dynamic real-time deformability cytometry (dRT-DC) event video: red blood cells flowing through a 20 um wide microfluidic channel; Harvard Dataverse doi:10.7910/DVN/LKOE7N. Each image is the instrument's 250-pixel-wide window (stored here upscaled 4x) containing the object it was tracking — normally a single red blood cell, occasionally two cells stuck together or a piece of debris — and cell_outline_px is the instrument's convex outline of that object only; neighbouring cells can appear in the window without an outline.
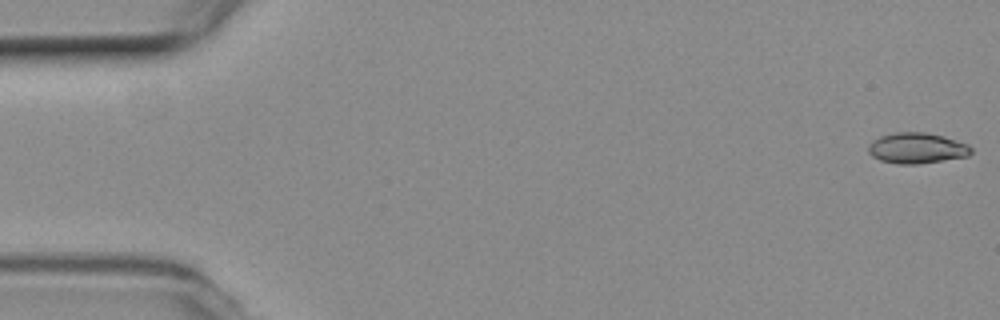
{"species": "common noctule bat (a hibernating species)", "species_latin": "Nyctalus noctula", "temperature_condition": "room temperature", "stored_images_in_passage": 51, "camera_frame_rate_fps": 3000, "um_per_image_px": 0.085, "animal": {"sex": "female", "body_mass_g": 19.3, "forearm_length_mm": 54.1}, "frame": {"image": 1, "passage_image": 1, "time_ms": 0.0, "image_size_px": [1000, 320], "cell_outline_px": [[972, 152], [968, 156], [916, 164], [896, 164], [880, 160], [872, 156], [868, 152], [868, 144], [872, 140], [880, 136], [896, 132], [924, 132], [944, 136], [968, 144], [972, 148]], "centroid_in_image_um": [77.91, 12.58], "position_along_channel_um": 7.1, "area_um2": 18.44}}
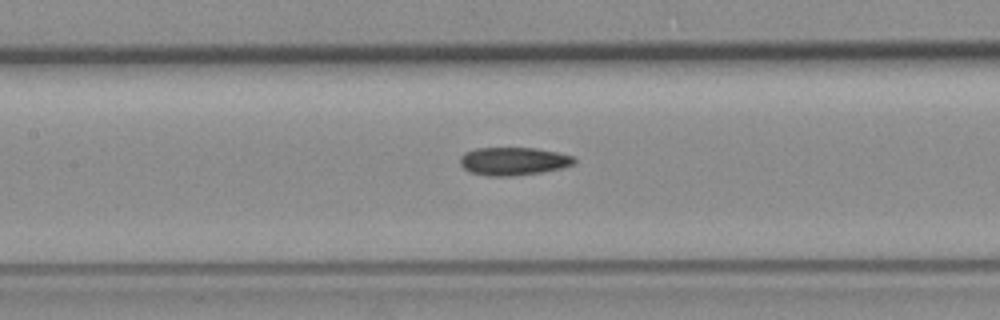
{"frame": {"image": 2, "passage_image": 25, "time_ms": 8.0, "image_size_px": [1000, 320], "cell_outline_px": [[576, 164], [564, 168], [544, 172], [512, 176], [488, 176], [468, 172], [460, 164], [460, 156], [476, 148], [532, 148], [556, 152], [572, 156], [576, 160]], "centroid_in_image_um": [43.66, 13.72], "position_along_channel_um": 163.7, "area_um2": 18.73}}
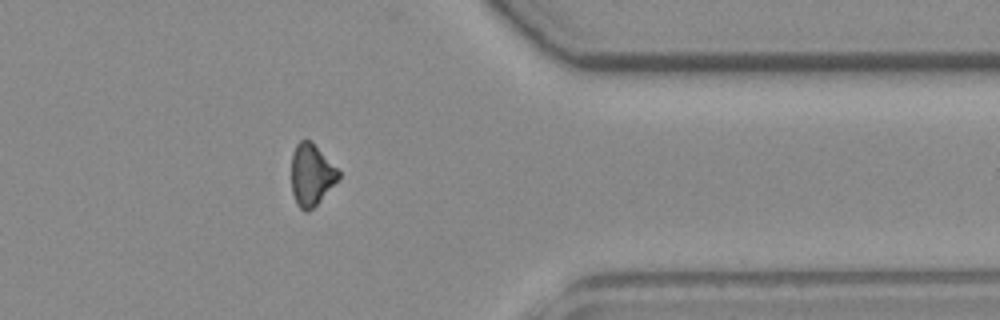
{"frame": {"image": 3, "passage_image": 44, "time_ms": 14.333, "image_size_px": [1000, 320], "cell_outline_px": [[340, 176], [316, 204], [308, 212], [304, 212], [296, 204], [292, 192], [292, 152], [296, 144], [300, 140], [312, 140], [340, 172]], "centroid_in_image_um": [26.44, 14.83], "position_along_channel_um": 385.0, "area_um2": 16.76}, "authors_computed_cell_mechanics": {"area_um2": 18.4382, "velocity_mm_per_s": 3.7548, "shape_relaxation_time_tau1_ms": 8.9362, "shape_relaxation_time_tau2_ms": 7.7796, "deformation_change_tau1": 0.1877, "deformation_change_tau2": 0.1583}}